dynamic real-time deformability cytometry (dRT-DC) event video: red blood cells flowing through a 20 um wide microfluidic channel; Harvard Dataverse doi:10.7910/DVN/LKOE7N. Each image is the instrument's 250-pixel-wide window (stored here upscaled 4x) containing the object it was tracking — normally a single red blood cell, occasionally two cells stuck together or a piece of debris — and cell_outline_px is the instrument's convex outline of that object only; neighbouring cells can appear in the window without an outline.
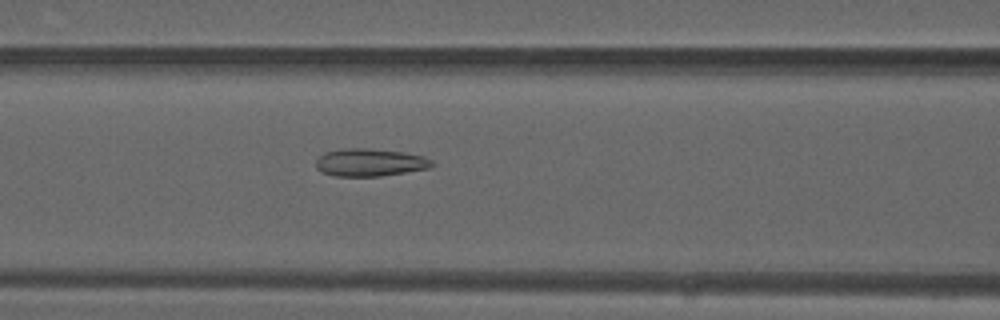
{"species": "common noctule bat (a hibernating species)", "species_latin": "Nyctalus noctula", "temperature_condition": "warm", "stored_images_in_passage": 49, "camera_frame_rate_fps": 3000, "um_per_image_px": 0.085, "animal": {"sex": "male", "forearm_length_mm": 52.5}, "frame": {"image": 1, "passage_image": 21, "time_ms": 6.667, "image_size_px": [1000, 320], "cell_outline_px": [[436, 164], [428, 168], [380, 176], [336, 176], [320, 172], [316, 168], [316, 160], [324, 152], [344, 148], [368, 148], [404, 152], [424, 156], [432, 160]], "centroid_in_image_um": [31.43, 13.8], "position_along_channel_um": 135.2, "area_um2": 18.79}}
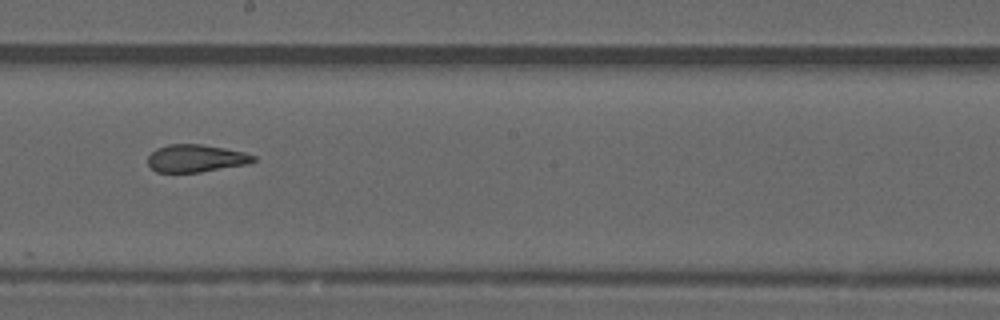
{"frame": {"image": 2, "passage_image": 28, "time_ms": 9.0, "image_size_px": [1000, 320], "cell_outline_px": [[256, 160], [248, 164], [200, 172], [156, 172], [148, 164], [148, 156], [156, 148], [168, 144], [200, 144], [224, 148], [244, 152], [256, 156]], "centroid_in_image_um": [16.65, 13.45], "position_along_channel_um": 231.6, "area_um2": 16.94}}
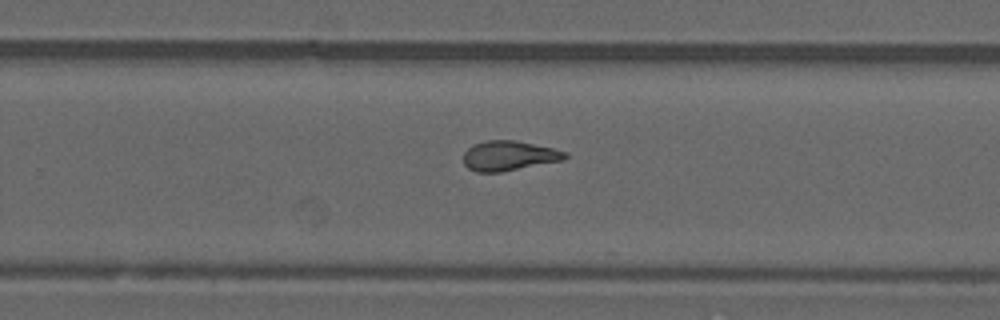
{"frame": {"image": 3, "passage_image": 32, "time_ms": 10.333, "image_size_px": [1000, 320], "cell_outline_px": [[568, 156], [564, 160], [500, 172], [476, 172], [468, 168], [464, 164], [464, 152], [472, 144], [484, 140], [516, 140], [552, 148], [568, 152]], "centroid_in_image_um": [43.25, 13.23], "position_along_channel_um": 286.5, "area_um2": 17.74}, "authors_computed_cell_mechanics": {"area_um2": 18.6116, "velocity_mm_per_s": 4.1484, "shape_relaxation_time_tau1_ms": null, "shape_relaxation_time_tau2_ms": 1.4262, "deformation_change_tau1": null, "deformation_change_tau2": 0.0969}}